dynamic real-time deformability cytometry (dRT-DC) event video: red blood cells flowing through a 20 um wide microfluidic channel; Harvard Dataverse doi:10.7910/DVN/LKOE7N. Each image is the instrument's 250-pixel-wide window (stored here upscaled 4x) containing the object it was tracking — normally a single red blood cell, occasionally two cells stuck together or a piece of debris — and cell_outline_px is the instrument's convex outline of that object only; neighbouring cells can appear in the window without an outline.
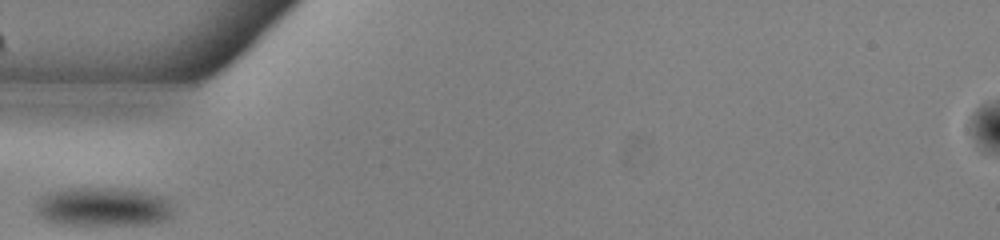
{"species": "common noctule bat (a hibernating species)", "species_latin": "Nyctalus noctula", "temperature_condition": "warm", "stored_images_in_passage": 24, "camera_frame_rate_fps": 3000, "um_per_image_px": 0.085, "animal": {"sex": "male", "body_mass_g": 13.0, "forearm_length_mm": 53.1}, "frame": {"image": 1, "passage_image": 1, "time_ms": 0.0, "image_size_px": [1000, 240], "cell_outline_px": [[172, 216], [168, 220], [160, 224], [56, 224], [44, 220], [36, 212], [36, 208], [40, 196], [48, 192], [60, 188], [116, 188], [140, 192], [160, 196], [168, 200], [172, 204]], "centroid_in_image_um": [8.75, 17.59], "position_along_channel_um": 76.3, "area_um2": 31.33}}
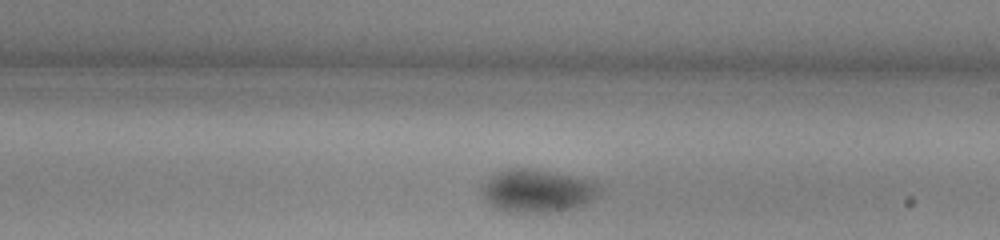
{"frame": {"image": 2, "passage_image": 14, "time_ms": 4.333, "image_size_px": [1000, 240], "cell_outline_px": [[600, 192], [592, 200], [576, 208], [548, 212], [508, 212], [492, 204], [484, 196], [484, 184], [488, 176], [512, 168], [532, 168], [588, 180], [600, 184]], "centroid_in_image_um": [45.71, 16.22], "position_along_channel_um": 243.3, "area_um2": 28.78}}
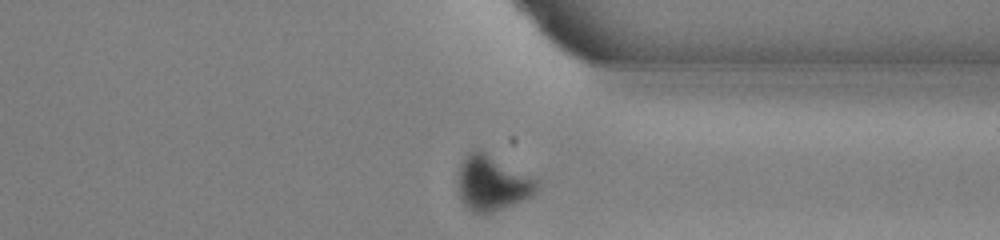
{"frame": {"image": 3, "passage_image": 24, "time_ms": 7.667, "image_size_px": [1000, 240], "cell_outline_px": [[536, 192], [504, 208], [484, 216], [472, 212], [464, 204], [460, 196], [456, 180], [456, 172], [464, 156], [468, 152], [476, 148], [484, 152], [536, 180]], "centroid_in_image_um": [41.71, 15.59], "position_along_channel_um": 369.7, "area_um2": 25.03}}